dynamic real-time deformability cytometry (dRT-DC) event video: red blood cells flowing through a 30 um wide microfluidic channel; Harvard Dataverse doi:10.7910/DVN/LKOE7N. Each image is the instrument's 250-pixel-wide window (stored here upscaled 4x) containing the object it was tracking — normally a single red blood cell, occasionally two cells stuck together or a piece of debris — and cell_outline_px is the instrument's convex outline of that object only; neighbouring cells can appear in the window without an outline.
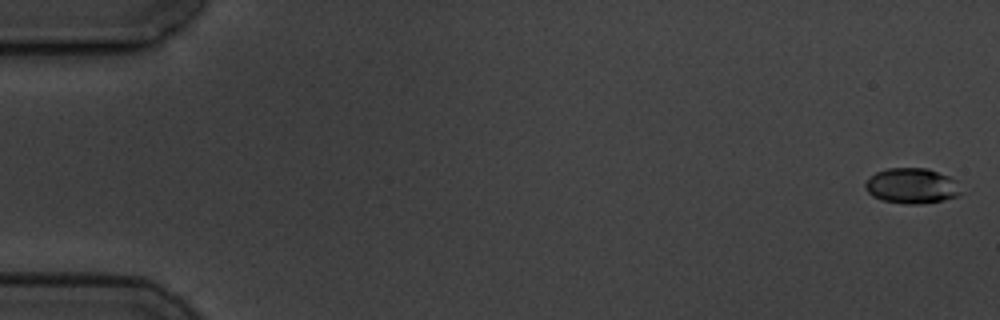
{"species": "common noctule bat (a hibernating species)", "species_latin": "Nyctalus noctula", "temperature_condition": "cold", "stored_images_in_passage": 7, "camera_frame_rate_fps": 3000, "um_per_image_px": 0.085, "animal": {"sex": "male", "body_mass_g": 19.5, "forearm_length_mm": 54.6}, "frame": {"image": 1, "passage_image": 1, "time_ms": 0.0, "image_size_px": [1000, 320], "cell_outline_px": [[964, 192], [956, 196], [944, 200], [920, 204], [904, 204], [884, 200], [872, 196], [864, 188], [864, 184], [876, 172], [888, 168], [928, 168], [948, 176], [956, 180]], "centroid_in_image_um": [77.53, 15.8], "position_along_channel_um": 7.5, "area_um2": 19.83}}
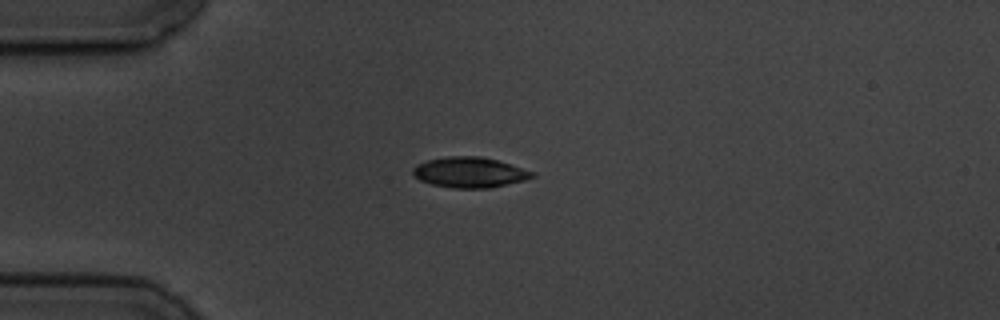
{"frame": {"image": 2, "passage_image": 5, "time_ms": 4.667, "image_size_px": [1000, 320], "cell_outline_px": [[536, 176], [524, 180], [492, 188], [452, 188], [432, 184], [420, 180], [412, 176], [412, 168], [416, 164], [428, 160], [448, 156], [480, 156], [496, 160], [536, 172]], "centroid_in_image_um": [39.9, 14.65], "position_along_channel_um": 45.1, "area_um2": 21.27}}
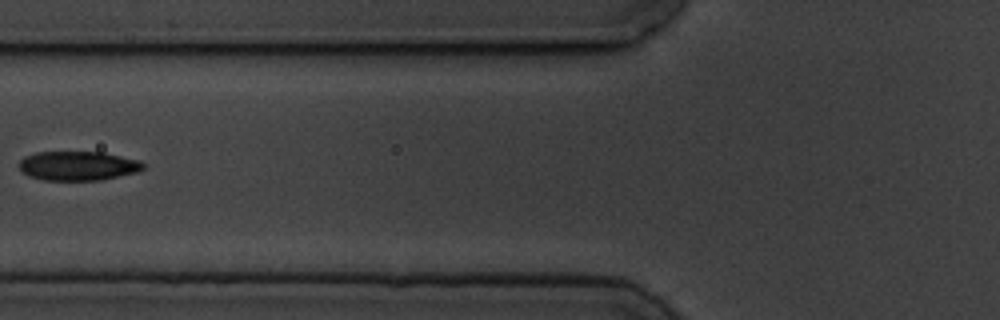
{"frame": {"image": 3, "passage_image": 7, "time_ms": 7.333, "image_size_px": [1000, 320], "cell_outline_px": [[144, 168], [136, 172], [100, 180], [44, 180], [28, 176], [20, 168], [20, 160], [24, 156], [36, 152], [104, 152], [140, 160], [144, 164]], "centroid_in_image_um": [6.63, 14.09], "position_along_channel_um": 119.2, "area_um2": 21.1}}